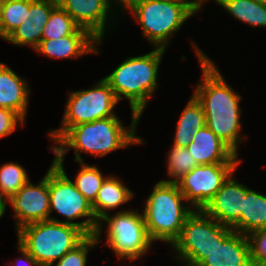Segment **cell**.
Masks as SVG:
<instances>
[{
    "label": "cell",
    "instance_id": "6da1fadb",
    "mask_svg": "<svg viewBox=\"0 0 266 266\" xmlns=\"http://www.w3.org/2000/svg\"><path fill=\"white\" fill-rule=\"evenodd\" d=\"M192 42L195 54L200 63L202 78L192 94L201 104L205 114V124L215 135L227 144L237 155L241 138L242 121L240 101L237 94L225 81L216 64Z\"/></svg>",
    "mask_w": 266,
    "mask_h": 266
},
{
    "label": "cell",
    "instance_id": "7a4b0ae2",
    "mask_svg": "<svg viewBox=\"0 0 266 266\" xmlns=\"http://www.w3.org/2000/svg\"><path fill=\"white\" fill-rule=\"evenodd\" d=\"M131 118L128 128L122 125L124 122L117 115L71 127L50 149L54 159H64L72 148L75 151L74 161L80 163L83 162V152L104 157L117 149L144 144V140L136 135L141 117L132 112Z\"/></svg>",
    "mask_w": 266,
    "mask_h": 266
},
{
    "label": "cell",
    "instance_id": "3957f363",
    "mask_svg": "<svg viewBox=\"0 0 266 266\" xmlns=\"http://www.w3.org/2000/svg\"><path fill=\"white\" fill-rule=\"evenodd\" d=\"M166 50L153 48L151 52L126 58L109 75L103 77L118 101L126 98L131 112L139 117L158 86V69Z\"/></svg>",
    "mask_w": 266,
    "mask_h": 266
},
{
    "label": "cell",
    "instance_id": "277c9868",
    "mask_svg": "<svg viewBox=\"0 0 266 266\" xmlns=\"http://www.w3.org/2000/svg\"><path fill=\"white\" fill-rule=\"evenodd\" d=\"M183 203L187 204L177 183L160 180L155 184L142 213L152 242L159 240L171 246L178 238L186 218L194 211Z\"/></svg>",
    "mask_w": 266,
    "mask_h": 266
},
{
    "label": "cell",
    "instance_id": "5b68a950",
    "mask_svg": "<svg viewBox=\"0 0 266 266\" xmlns=\"http://www.w3.org/2000/svg\"><path fill=\"white\" fill-rule=\"evenodd\" d=\"M16 232L17 242L39 266H53L54 262L60 260L87 237L74 225L52 220L30 223Z\"/></svg>",
    "mask_w": 266,
    "mask_h": 266
},
{
    "label": "cell",
    "instance_id": "8992f818",
    "mask_svg": "<svg viewBox=\"0 0 266 266\" xmlns=\"http://www.w3.org/2000/svg\"><path fill=\"white\" fill-rule=\"evenodd\" d=\"M120 7L130 11L154 48L164 50L172 36L193 16L183 5L166 0H122Z\"/></svg>",
    "mask_w": 266,
    "mask_h": 266
},
{
    "label": "cell",
    "instance_id": "52a82bcc",
    "mask_svg": "<svg viewBox=\"0 0 266 266\" xmlns=\"http://www.w3.org/2000/svg\"><path fill=\"white\" fill-rule=\"evenodd\" d=\"M63 165L64 159H54L48 169L49 220L74 225L87 236L95 235L99 221L93 213L92 205L69 179ZM53 211L66 220L61 221L51 216ZM85 217L81 222H73Z\"/></svg>",
    "mask_w": 266,
    "mask_h": 266
},
{
    "label": "cell",
    "instance_id": "ba28073f",
    "mask_svg": "<svg viewBox=\"0 0 266 266\" xmlns=\"http://www.w3.org/2000/svg\"><path fill=\"white\" fill-rule=\"evenodd\" d=\"M107 224L106 245L109 246L118 259L141 260L153 244L146 229L143 214L136 210H121L112 216L108 213L99 220L95 236L98 242Z\"/></svg>",
    "mask_w": 266,
    "mask_h": 266
},
{
    "label": "cell",
    "instance_id": "9c48e42d",
    "mask_svg": "<svg viewBox=\"0 0 266 266\" xmlns=\"http://www.w3.org/2000/svg\"><path fill=\"white\" fill-rule=\"evenodd\" d=\"M118 102L115 93L103 78L97 80L94 87L69 92L61 127L49 130L47 136L56 143L71 127L116 116L113 109Z\"/></svg>",
    "mask_w": 266,
    "mask_h": 266
},
{
    "label": "cell",
    "instance_id": "30bf717a",
    "mask_svg": "<svg viewBox=\"0 0 266 266\" xmlns=\"http://www.w3.org/2000/svg\"><path fill=\"white\" fill-rule=\"evenodd\" d=\"M231 230L202 210H194L170 247L181 266H197Z\"/></svg>",
    "mask_w": 266,
    "mask_h": 266
},
{
    "label": "cell",
    "instance_id": "8fae6325",
    "mask_svg": "<svg viewBox=\"0 0 266 266\" xmlns=\"http://www.w3.org/2000/svg\"><path fill=\"white\" fill-rule=\"evenodd\" d=\"M240 163L198 165L178 182L180 192L194 210H202L222 187L227 178L236 172Z\"/></svg>",
    "mask_w": 266,
    "mask_h": 266
},
{
    "label": "cell",
    "instance_id": "7c38bea8",
    "mask_svg": "<svg viewBox=\"0 0 266 266\" xmlns=\"http://www.w3.org/2000/svg\"><path fill=\"white\" fill-rule=\"evenodd\" d=\"M7 203L14 211L15 231L30 223L49 220L48 170L38 184L34 185L28 180L14 195L7 198Z\"/></svg>",
    "mask_w": 266,
    "mask_h": 266
},
{
    "label": "cell",
    "instance_id": "4fadbf2b",
    "mask_svg": "<svg viewBox=\"0 0 266 266\" xmlns=\"http://www.w3.org/2000/svg\"><path fill=\"white\" fill-rule=\"evenodd\" d=\"M57 3L73 18L80 28L88 30L100 41L103 40L106 30L109 29L107 28L108 23L111 22L110 20H114L111 18L114 15L112 14L114 13L112 9L120 8L121 1L59 0ZM113 3L117 4L114 5ZM110 11L112 12L110 13Z\"/></svg>",
    "mask_w": 266,
    "mask_h": 266
},
{
    "label": "cell",
    "instance_id": "5bb4252c",
    "mask_svg": "<svg viewBox=\"0 0 266 266\" xmlns=\"http://www.w3.org/2000/svg\"><path fill=\"white\" fill-rule=\"evenodd\" d=\"M234 173L227 178L218 192L202 209L206 215L230 228L241 217L244 197L249 189L234 179Z\"/></svg>",
    "mask_w": 266,
    "mask_h": 266
},
{
    "label": "cell",
    "instance_id": "9a60e30c",
    "mask_svg": "<svg viewBox=\"0 0 266 266\" xmlns=\"http://www.w3.org/2000/svg\"><path fill=\"white\" fill-rule=\"evenodd\" d=\"M102 40L95 38L88 30L79 28L74 34L59 39L41 40L33 50L50 59H76L88 53H100Z\"/></svg>",
    "mask_w": 266,
    "mask_h": 266
},
{
    "label": "cell",
    "instance_id": "2e32d148",
    "mask_svg": "<svg viewBox=\"0 0 266 266\" xmlns=\"http://www.w3.org/2000/svg\"><path fill=\"white\" fill-rule=\"evenodd\" d=\"M197 266H253L248 237L231 230Z\"/></svg>",
    "mask_w": 266,
    "mask_h": 266
},
{
    "label": "cell",
    "instance_id": "e0dca14e",
    "mask_svg": "<svg viewBox=\"0 0 266 266\" xmlns=\"http://www.w3.org/2000/svg\"><path fill=\"white\" fill-rule=\"evenodd\" d=\"M187 149L198 165L240 163L238 155L206 125L198 129Z\"/></svg>",
    "mask_w": 266,
    "mask_h": 266
},
{
    "label": "cell",
    "instance_id": "ac0fdd59",
    "mask_svg": "<svg viewBox=\"0 0 266 266\" xmlns=\"http://www.w3.org/2000/svg\"><path fill=\"white\" fill-rule=\"evenodd\" d=\"M58 5L53 0H30L29 18L24 20L5 40L33 50L39 45L51 11Z\"/></svg>",
    "mask_w": 266,
    "mask_h": 266
},
{
    "label": "cell",
    "instance_id": "d6986e66",
    "mask_svg": "<svg viewBox=\"0 0 266 266\" xmlns=\"http://www.w3.org/2000/svg\"><path fill=\"white\" fill-rule=\"evenodd\" d=\"M29 96L30 89L25 78L0 61V107L16 112L25 121Z\"/></svg>",
    "mask_w": 266,
    "mask_h": 266
},
{
    "label": "cell",
    "instance_id": "ffe728a7",
    "mask_svg": "<svg viewBox=\"0 0 266 266\" xmlns=\"http://www.w3.org/2000/svg\"><path fill=\"white\" fill-rule=\"evenodd\" d=\"M134 198V193L131 191L122 180L112 175L102 183L98 191L95 201L91 204L93 213L99 221L108 211L119 208V206L131 201Z\"/></svg>",
    "mask_w": 266,
    "mask_h": 266
},
{
    "label": "cell",
    "instance_id": "44dd1931",
    "mask_svg": "<svg viewBox=\"0 0 266 266\" xmlns=\"http://www.w3.org/2000/svg\"><path fill=\"white\" fill-rule=\"evenodd\" d=\"M231 229L246 236L253 231L266 229V195L249 188L244 197L241 217Z\"/></svg>",
    "mask_w": 266,
    "mask_h": 266
},
{
    "label": "cell",
    "instance_id": "7402d4cb",
    "mask_svg": "<svg viewBox=\"0 0 266 266\" xmlns=\"http://www.w3.org/2000/svg\"><path fill=\"white\" fill-rule=\"evenodd\" d=\"M205 114L201 104L192 95L185 108L180 114V118L175 128L173 145L187 147L192 141L198 129L205 126Z\"/></svg>",
    "mask_w": 266,
    "mask_h": 266
},
{
    "label": "cell",
    "instance_id": "603a6c76",
    "mask_svg": "<svg viewBox=\"0 0 266 266\" xmlns=\"http://www.w3.org/2000/svg\"><path fill=\"white\" fill-rule=\"evenodd\" d=\"M235 19L266 29V5L255 0H220L218 3Z\"/></svg>",
    "mask_w": 266,
    "mask_h": 266
},
{
    "label": "cell",
    "instance_id": "cb8c5ba5",
    "mask_svg": "<svg viewBox=\"0 0 266 266\" xmlns=\"http://www.w3.org/2000/svg\"><path fill=\"white\" fill-rule=\"evenodd\" d=\"M30 0H7L3 3L0 38L5 40L24 20L29 18Z\"/></svg>",
    "mask_w": 266,
    "mask_h": 266
},
{
    "label": "cell",
    "instance_id": "d4e9b609",
    "mask_svg": "<svg viewBox=\"0 0 266 266\" xmlns=\"http://www.w3.org/2000/svg\"><path fill=\"white\" fill-rule=\"evenodd\" d=\"M106 178L98 167L80 162V171L71 181L77 190L92 204Z\"/></svg>",
    "mask_w": 266,
    "mask_h": 266
},
{
    "label": "cell",
    "instance_id": "484cf974",
    "mask_svg": "<svg viewBox=\"0 0 266 266\" xmlns=\"http://www.w3.org/2000/svg\"><path fill=\"white\" fill-rule=\"evenodd\" d=\"M80 27L59 5L50 13L44 26L41 40L59 39L74 34Z\"/></svg>",
    "mask_w": 266,
    "mask_h": 266
},
{
    "label": "cell",
    "instance_id": "4316f807",
    "mask_svg": "<svg viewBox=\"0 0 266 266\" xmlns=\"http://www.w3.org/2000/svg\"><path fill=\"white\" fill-rule=\"evenodd\" d=\"M166 159L168 164L167 175L170 178L162 180L166 183H177L185 174L198 166L197 161L192 158L187 147H178L172 144Z\"/></svg>",
    "mask_w": 266,
    "mask_h": 266
},
{
    "label": "cell",
    "instance_id": "83f0119b",
    "mask_svg": "<svg viewBox=\"0 0 266 266\" xmlns=\"http://www.w3.org/2000/svg\"><path fill=\"white\" fill-rule=\"evenodd\" d=\"M28 173L20 164L6 162L0 165V194L6 198L14 195L27 181Z\"/></svg>",
    "mask_w": 266,
    "mask_h": 266
},
{
    "label": "cell",
    "instance_id": "f1b7e54d",
    "mask_svg": "<svg viewBox=\"0 0 266 266\" xmlns=\"http://www.w3.org/2000/svg\"><path fill=\"white\" fill-rule=\"evenodd\" d=\"M95 235L87 236L73 250L67 252L60 260L53 264L54 266H86L88 253L90 249L98 244Z\"/></svg>",
    "mask_w": 266,
    "mask_h": 266
},
{
    "label": "cell",
    "instance_id": "f546056e",
    "mask_svg": "<svg viewBox=\"0 0 266 266\" xmlns=\"http://www.w3.org/2000/svg\"><path fill=\"white\" fill-rule=\"evenodd\" d=\"M253 266H266V229L247 235Z\"/></svg>",
    "mask_w": 266,
    "mask_h": 266
},
{
    "label": "cell",
    "instance_id": "4dcf8cb0",
    "mask_svg": "<svg viewBox=\"0 0 266 266\" xmlns=\"http://www.w3.org/2000/svg\"><path fill=\"white\" fill-rule=\"evenodd\" d=\"M24 121L16 112L0 107V139L11 135L16 131L18 124L25 125Z\"/></svg>",
    "mask_w": 266,
    "mask_h": 266
},
{
    "label": "cell",
    "instance_id": "1f68e13d",
    "mask_svg": "<svg viewBox=\"0 0 266 266\" xmlns=\"http://www.w3.org/2000/svg\"><path fill=\"white\" fill-rule=\"evenodd\" d=\"M17 250L20 251L22 257H19L15 262L22 263L24 261L25 265L21 264V266H39L35 259L19 243H17ZM9 265L14 266V262H11Z\"/></svg>",
    "mask_w": 266,
    "mask_h": 266
},
{
    "label": "cell",
    "instance_id": "d6a6232c",
    "mask_svg": "<svg viewBox=\"0 0 266 266\" xmlns=\"http://www.w3.org/2000/svg\"><path fill=\"white\" fill-rule=\"evenodd\" d=\"M183 5L193 16L200 12V9L193 3V0H166Z\"/></svg>",
    "mask_w": 266,
    "mask_h": 266
},
{
    "label": "cell",
    "instance_id": "836d02e7",
    "mask_svg": "<svg viewBox=\"0 0 266 266\" xmlns=\"http://www.w3.org/2000/svg\"><path fill=\"white\" fill-rule=\"evenodd\" d=\"M7 208V198L0 194V218L3 217Z\"/></svg>",
    "mask_w": 266,
    "mask_h": 266
},
{
    "label": "cell",
    "instance_id": "e575fe53",
    "mask_svg": "<svg viewBox=\"0 0 266 266\" xmlns=\"http://www.w3.org/2000/svg\"><path fill=\"white\" fill-rule=\"evenodd\" d=\"M206 1H208V0H193V3L201 10L203 8L202 6L204 5V3ZM211 1H213V0H211ZM214 1L217 4L220 2V0H214Z\"/></svg>",
    "mask_w": 266,
    "mask_h": 266
},
{
    "label": "cell",
    "instance_id": "d590c367",
    "mask_svg": "<svg viewBox=\"0 0 266 266\" xmlns=\"http://www.w3.org/2000/svg\"><path fill=\"white\" fill-rule=\"evenodd\" d=\"M3 3H4V1L0 0V21H1V17H2Z\"/></svg>",
    "mask_w": 266,
    "mask_h": 266
},
{
    "label": "cell",
    "instance_id": "8d00e7d4",
    "mask_svg": "<svg viewBox=\"0 0 266 266\" xmlns=\"http://www.w3.org/2000/svg\"><path fill=\"white\" fill-rule=\"evenodd\" d=\"M258 3L265 4L266 5V0H255Z\"/></svg>",
    "mask_w": 266,
    "mask_h": 266
}]
</instances>
